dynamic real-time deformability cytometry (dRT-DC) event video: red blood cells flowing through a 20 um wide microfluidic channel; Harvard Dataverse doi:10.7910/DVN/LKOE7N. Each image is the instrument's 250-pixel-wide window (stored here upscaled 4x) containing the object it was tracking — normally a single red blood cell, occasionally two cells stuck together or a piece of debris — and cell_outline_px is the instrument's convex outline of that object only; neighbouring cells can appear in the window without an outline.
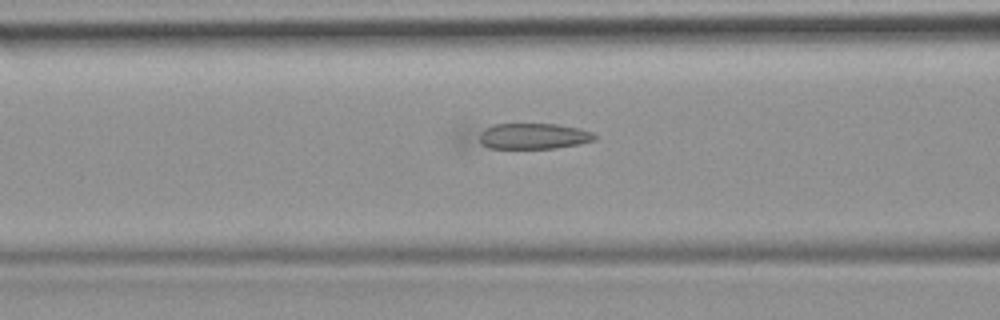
{"species": "common noctule bat (a hibernating species)", "species_latin": "Nyctalus noctula", "temperature_condition": "room temperature", "stored_images_in_passage": 13, "camera_frame_rate_fps": 3000, "um_per_image_px": 0.085, "animal": {"sex": "female", "body_mass_g": 19.9}, "frame": {"image": 1, "passage_image": 10, "time_ms": 3.0, "image_size_px": [1000, 320], "cell_outline_px": [[596, 140], [580, 144], [556, 148], [460, 148], [456, 136], [464, 124], [556, 124], [580, 128], [592, 132], [596, 136]], "centroid_in_image_um": [44.35, 11.57], "position_along_channel_um": 122.3, "area_um2": 21.56}}